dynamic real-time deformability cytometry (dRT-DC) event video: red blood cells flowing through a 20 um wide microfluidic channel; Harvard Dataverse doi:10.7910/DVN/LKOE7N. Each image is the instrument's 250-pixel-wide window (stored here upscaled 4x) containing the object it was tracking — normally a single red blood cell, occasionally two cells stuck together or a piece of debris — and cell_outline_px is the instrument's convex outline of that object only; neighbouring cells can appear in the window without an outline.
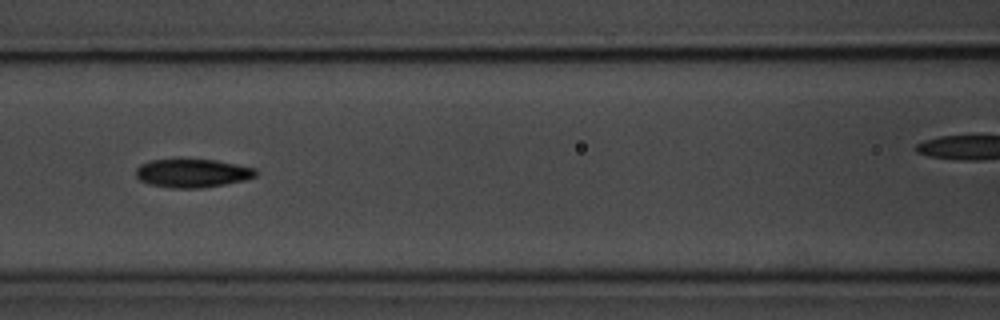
{"species": "common noctule bat (a hibernating species)", "species_latin": "Nyctalus noctula", "temperature_condition": "room temperature", "stored_images_in_passage": 10, "camera_frame_rate_fps": 3000, "um_per_image_px": 0.085, "animal": {"sex": "male", "body_mass_g": 20.1, "forearm_length_mm": 53.5}, "frame": {"image": 1, "passage_image": 7, "time_ms": 7.667, "image_size_px": [1000, 320], "cell_outline_px": [[256, 176], [244, 180], [204, 188], [172, 188], [148, 184], [140, 180], [136, 176], [136, 168], [140, 164], [148, 160], [216, 160], [256, 168]], "centroid_in_image_um": [16.33, 14.73], "position_along_channel_um": 150.3, "area_um2": 19.83}}